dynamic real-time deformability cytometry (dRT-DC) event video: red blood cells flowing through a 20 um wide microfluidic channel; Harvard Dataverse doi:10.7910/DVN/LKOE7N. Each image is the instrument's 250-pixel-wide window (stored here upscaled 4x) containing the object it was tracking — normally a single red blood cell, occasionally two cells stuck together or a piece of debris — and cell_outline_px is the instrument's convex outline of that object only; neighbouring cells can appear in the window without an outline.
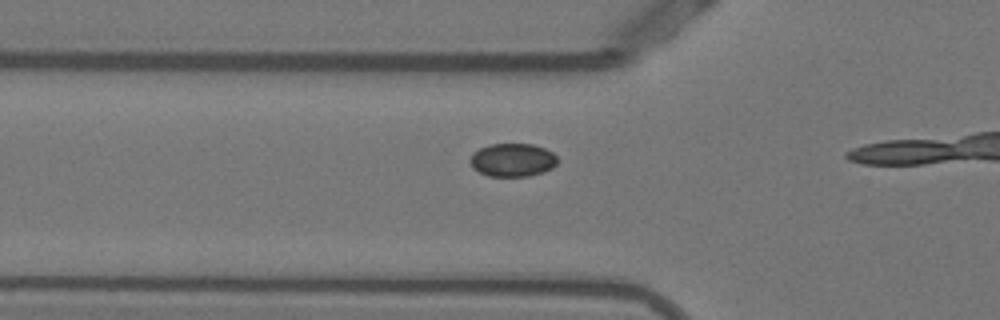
{"species": "Egyptian fruit bat (a non-hibernating species)", "species_latin": "Rousettus aegyptiacus", "temperature_condition": "warm", "stored_images_in_passage": 17, "camera_frame_rate_fps": 3000, "um_per_image_px": 0.085, "animal": {"sex": "female"}, "frame": {"image": 1, "passage_image": 12, "time_ms": 3.667, "image_size_px": [1000, 320], "cell_outline_px": [[556, 164], [552, 168], [544, 172], [528, 176], [488, 176], [472, 168], [468, 160], [472, 152], [480, 148], [492, 144], [532, 144], [544, 148], [552, 152], [556, 156]], "centroid_in_image_um": [43.53, 13.6], "position_along_channel_um": 82.3, "area_um2": 16.99}}
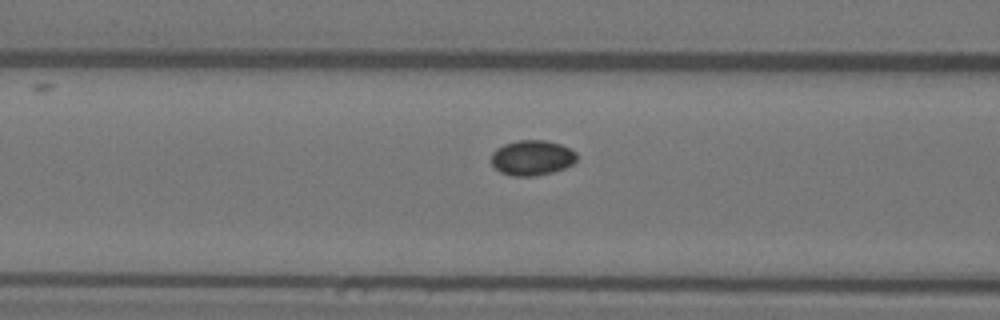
{"frame": {"image": 2, "passage_image": 15, "time_ms": 4.667, "image_size_px": [1000, 320], "cell_outline_px": [[576, 160], [572, 164], [564, 168], [552, 172], [536, 176], [512, 176], [500, 172], [492, 164], [492, 152], [496, 148], [504, 144], [520, 140], [544, 140], [560, 144], [576, 152]], "centroid_in_image_um": [45.21, 13.41], "position_along_channel_um": 121.4, "area_um2": 17.46}}